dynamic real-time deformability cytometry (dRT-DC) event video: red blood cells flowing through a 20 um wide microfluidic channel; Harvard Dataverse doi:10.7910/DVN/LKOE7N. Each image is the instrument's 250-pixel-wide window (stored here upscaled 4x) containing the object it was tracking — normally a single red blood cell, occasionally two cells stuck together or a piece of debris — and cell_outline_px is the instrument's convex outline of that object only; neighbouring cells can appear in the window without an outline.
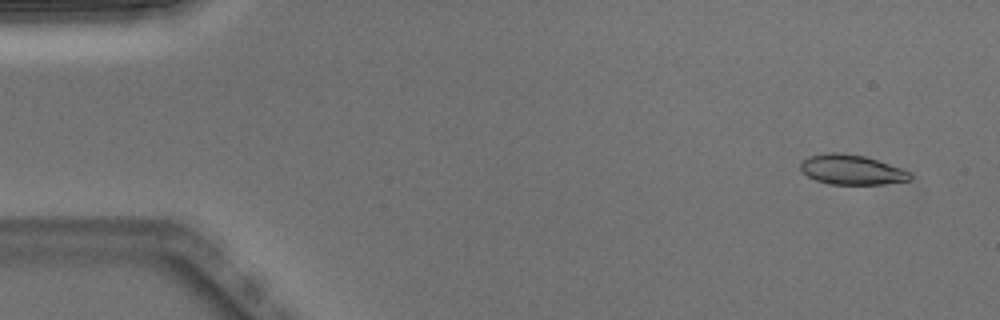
{"species": "Egyptian fruit bat (a non-hibernating species)", "species_latin": "Rousettus aegyptiacus", "temperature_condition": "warm", "stored_images_in_passage": 3, "camera_frame_rate_fps": 3000, "um_per_image_px": 0.085, "animal": {"sex": "male"}, "frame": {"image": 1, "passage_image": 1, "time_ms": 0.0, "image_size_px": [1000, 320], "cell_outline_px": [[912, 180], [884, 184], [828, 184], [816, 180], [808, 176], [800, 168], [800, 164], [808, 156], [828, 152], [836, 152], [864, 156], [904, 168], [912, 176]], "centroid_in_image_um": [72.42, 14.43], "position_along_channel_um": 12.6, "area_um2": 19.07}}
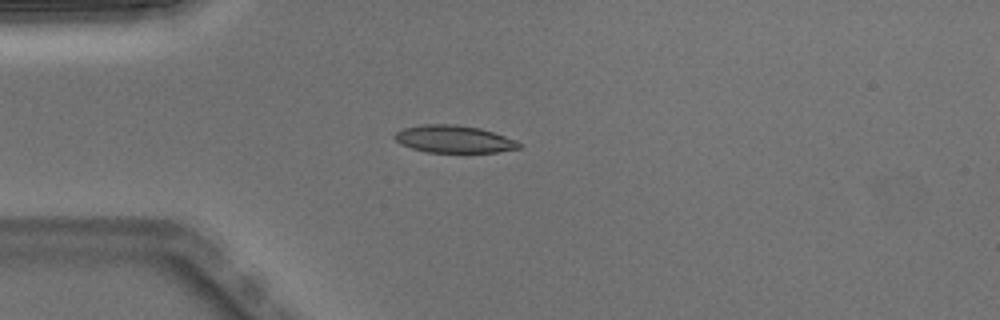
{"frame": {"image": 2, "passage_image": 3, "time_ms": 0.667, "image_size_px": [1000, 320], "cell_outline_px": [[520, 148], [496, 152], [428, 152], [412, 148], [400, 144], [392, 136], [396, 132], [404, 128], [424, 124], [456, 124], [480, 128], [516, 140], [520, 144]], "centroid_in_image_um": [38.55, 11.82], "position_along_channel_um": 46.4, "area_um2": 19.71}}